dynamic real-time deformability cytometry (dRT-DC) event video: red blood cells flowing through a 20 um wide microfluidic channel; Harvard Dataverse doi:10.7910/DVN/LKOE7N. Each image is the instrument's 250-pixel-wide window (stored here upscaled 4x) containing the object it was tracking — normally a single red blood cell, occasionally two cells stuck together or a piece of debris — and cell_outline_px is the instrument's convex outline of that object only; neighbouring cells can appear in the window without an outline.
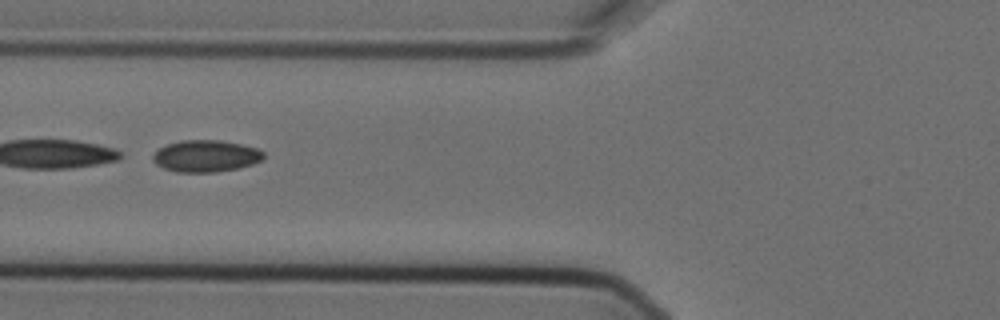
{"species": "Egyptian fruit bat (a non-hibernating species)", "species_latin": "Rousettus aegyptiacus", "temperature_condition": "cold", "stored_images_in_passage": 8, "camera_frame_rate_fps": 3000, "um_per_image_px": 0.085, "animal": {"sex": "female"}, "frame": {"image": 1, "passage_image": 4, "time_ms": 1.0, "image_size_px": [1000, 320], "cell_outline_px": [[264, 156], [260, 160], [252, 164], [236, 168], [216, 172], [176, 172], [164, 168], [156, 164], [152, 160], [152, 156], [160, 148], [168, 144], [180, 140], [220, 140], [240, 144], [256, 148], [264, 152]], "centroid_in_image_um": [17.47, 13.26], "position_along_channel_um": 108.3, "area_um2": 20.35}}
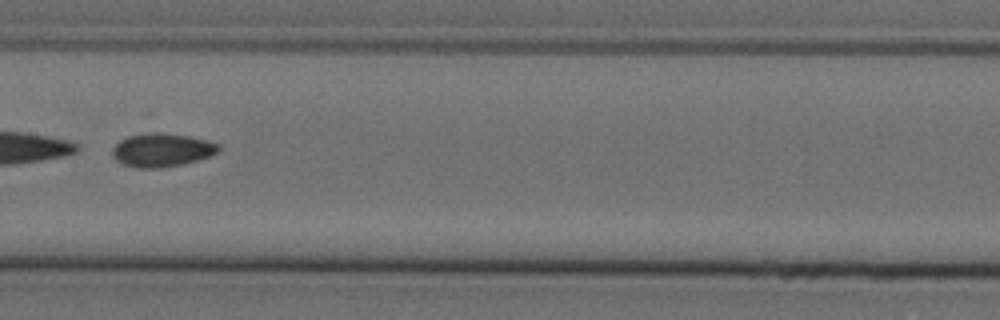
{"frame": {"image": 2, "passage_image": 6, "time_ms": 1.667, "image_size_px": [1000, 320], "cell_outline_px": [[220, 152], [196, 160], [180, 164], [160, 168], [136, 168], [124, 164], [116, 160], [112, 156], [112, 148], [120, 140], [128, 136], [148, 132], [160, 132], [188, 136], [208, 140], [220, 144]], "centroid_in_image_um": [13.75, 12.74], "position_along_channel_um": 193.6, "area_um2": 20.75}}